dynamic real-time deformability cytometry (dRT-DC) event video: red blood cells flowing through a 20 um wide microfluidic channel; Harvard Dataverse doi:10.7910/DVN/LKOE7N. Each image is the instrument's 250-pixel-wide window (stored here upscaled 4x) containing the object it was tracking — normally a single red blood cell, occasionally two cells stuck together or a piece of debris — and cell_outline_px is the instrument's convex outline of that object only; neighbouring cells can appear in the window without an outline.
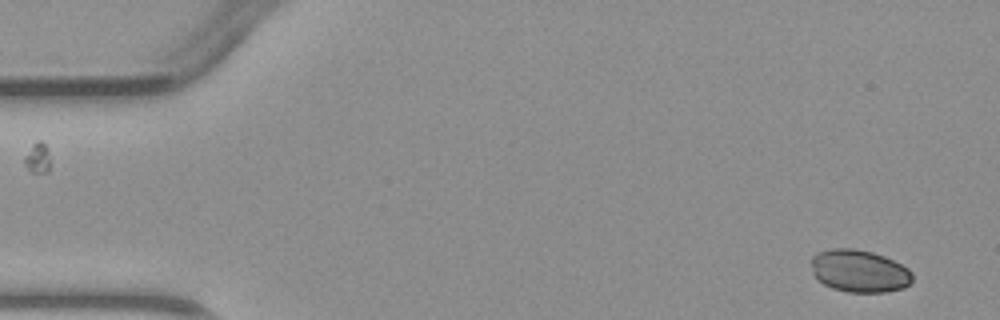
{"species": "common noctule bat (a hibernating species)", "species_latin": "Nyctalus noctula", "temperature_condition": "warm", "stored_images_in_passage": 2, "camera_frame_rate_fps": 3000, "um_per_image_px": 0.085, "animal": {"sex": "male", "body_mass_g": 23.1, "forearm_length_mm": 52.7}, "frame": {"image": 1, "passage_image": 2, "time_ms": 1.333, "image_size_px": [1000, 320], "cell_outline_px": [[912, 280], [904, 288], [884, 292], [848, 292], [832, 288], [816, 280], [812, 272], [812, 256], [816, 252], [832, 248], [852, 248], [872, 252], [884, 256], [908, 268], [912, 272]], "centroid_in_image_um": [73.01, 23.03], "position_along_channel_um": 12.0, "area_um2": 25.14}}